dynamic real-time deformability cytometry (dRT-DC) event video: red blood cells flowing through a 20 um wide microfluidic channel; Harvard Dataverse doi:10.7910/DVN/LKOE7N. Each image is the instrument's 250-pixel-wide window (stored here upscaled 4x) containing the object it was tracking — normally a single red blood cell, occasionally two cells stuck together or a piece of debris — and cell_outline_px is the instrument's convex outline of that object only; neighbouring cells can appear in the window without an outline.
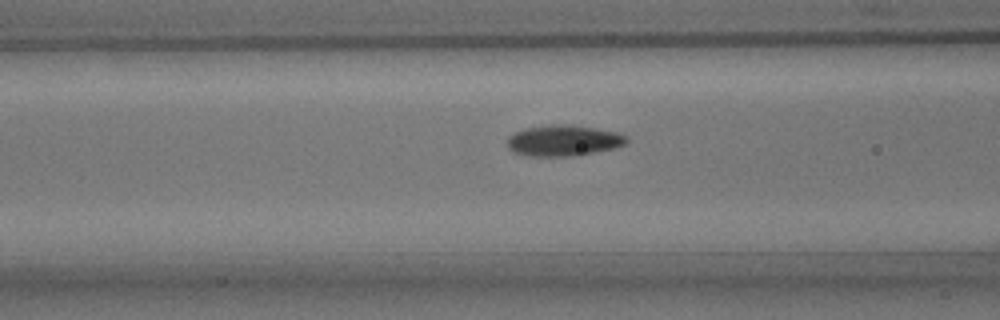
{"species": "common noctule bat (a hibernating species)", "species_latin": "Nyctalus noctula", "temperature_condition": "room temperature", "stored_images_in_passage": 5, "camera_frame_rate_fps": 3000, "um_per_image_px": 0.085, "animal": {"sex": "male", "body_mass_g": 15.6}, "frame": {"image": 1, "passage_image": 4, "time_ms": 4.333, "image_size_px": [1000, 320], "cell_outline_px": [[628, 140], [624, 144], [612, 148], [572, 156], [532, 156], [512, 152], [508, 148], [508, 136], [512, 132], [524, 128], [552, 124], [564, 124], [592, 128], [616, 132], [624, 136]], "centroid_in_image_um": [47.8, 11.94], "position_along_channel_um": 118.8, "area_um2": 21.21}}
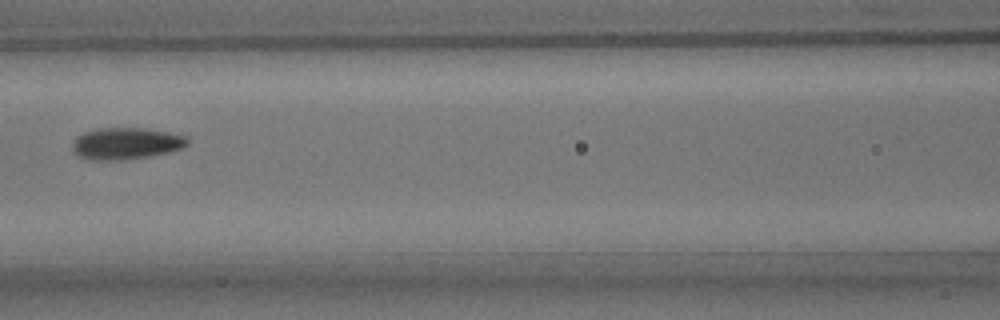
{"frame": {"image": 2, "passage_image": 5, "time_ms": 5.333, "image_size_px": [1000, 320], "cell_outline_px": [[188, 144], [180, 148], [168, 152], [148, 156], [120, 160], [92, 160], [80, 156], [72, 148], [72, 140], [76, 136], [84, 132], [96, 128], [144, 128], [168, 132], [184, 136], [188, 140]], "centroid_in_image_um": [10.66, 12.18], "position_along_channel_um": 155.9, "area_um2": 21.1}}